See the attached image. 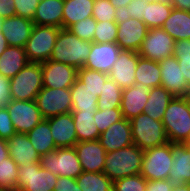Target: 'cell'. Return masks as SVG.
Masks as SVG:
<instances>
[{
	"label": "cell",
	"instance_id": "cell-44",
	"mask_svg": "<svg viewBox=\"0 0 190 191\" xmlns=\"http://www.w3.org/2000/svg\"><path fill=\"white\" fill-rule=\"evenodd\" d=\"M97 21L92 17L82 19L68 29L82 40L93 42Z\"/></svg>",
	"mask_w": 190,
	"mask_h": 191
},
{
	"label": "cell",
	"instance_id": "cell-4",
	"mask_svg": "<svg viewBox=\"0 0 190 191\" xmlns=\"http://www.w3.org/2000/svg\"><path fill=\"white\" fill-rule=\"evenodd\" d=\"M130 122L133 144L140 149L145 151L169 142L162 121L142 113L133 117Z\"/></svg>",
	"mask_w": 190,
	"mask_h": 191
},
{
	"label": "cell",
	"instance_id": "cell-39",
	"mask_svg": "<svg viewBox=\"0 0 190 191\" xmlns=\"http://www.w3.org/2000/svg\"><path fill=\"white\" fill-rule=\"evenodd\" d=\"M173 56L178 60L182 76L190 86V39L175 41Z\"/></svg>",
	"mask_w": 190,
	"mask_h": 191
},
{
	"label": "cell",
	"instance_id": "cell-52",
	"mask_svg": "<svg viewBox=\"0 0 190 191\" xmlns=\"http://www.w3.org/2000/svg\"><path fill=\"white\" fill-rule=\"evenodd\" d=\"M171 5L177 10L190 11V0H172Z\"/></svg>",
	"mask_w": 190,
	"mask_h": 191
},
{
	"label": "cell",
	"instance_id": "cell-42",
	"mask_svg": "<svg viewBox=\"0 0 190 191\" xmlns=\"http://www.w3.org/2000/svg\"><path fill=\"white\" fill-rule=\"evenodd\" d=\"M119 12L110 3V0H95L93 5L92 17L96 21H117Z\"/></svg>",
	"mask_w": 190,
	"mask_h": 191
},
{
	"label": "cell",
	"instance_id": "cell-41",
	"mask_svg": "<svg viewBox=\"0 0 190 191\" xmlns=\"http://www.w3.org/2000/svg\"><path fill=\"white\" fill-rule=\"evenodd\" d=\"M123 119L122 111L120 108L96 110L94 120L96 127L100 134L107 130L109 126Z\"/></svg>",
	"mask_w": 190,
	"mask_h": 191
},
{
	"label": "cell",
	"instance_id": "cell-49",
	"mask_svg": "<svg viewBox=\"0 0 190 191\" xmlns=\"http://www.w3.org/2000/svg\"><path fill=\"white\" fill-rule=\"evenodd\" d=\"M54 191H82L76 179L58 176Z\"/></svg>",
	"mask_w": 190,
	"mask_h": 191
},
{
	"label": "cell",
	"instance_id": "cell-6",
	"mask_svg": "<svg viewBox=\"0 0 190 191\" xmlns=\"http://www.w3.org/2000/svg\"><path fill=\"white\" fill-rule=\"evenodd\" d=\"M60 28L34 25L24 47L29 62H45L50 59Z\"/></svg>",
	"mask_w": 190,
	"mask_h": 191
},
{
	"label": "cell",
	"instance_id": "cell-48",
	"mask_svg": "<svg viewBox=\"0 0 190 191\" xmlns=\"http://www.w3.org/2000/svg\"><path fill=\"white\" fill-rule=\"evenodd\" d=\"M11 101L10 78L0 74V107H5Z\"/></svg>",
	"mask_w": 190,
	"mask_h": 191
},
{
	"label": "cell",
	"instance_id": "cell-7",
	"mask_svg": "<svg viewBox=\"0 0 190 191\" xmlns=\"http://www.w3.org/2000/svg\"><path fill=\"white\" fill-rule=\"evenodd\" d=\"M40 165L57 176L76 179L83 171L74 147L57 148L39 159Z\"/></svg>",
	"mask_w": 190,
	"mask_h": 191
},
{
	"label": "cell",
	"instance_id": "cell-21",
	"mask_svg": "<svg viewBox=\"0 0 190 191\" xmlns=\"http://www.w3.org/2000/svg\"><path fill=\"white\" fill-rule=\"evenodd\" d=\"M34 23L21 16L4 18L1 32L6 38L8 46L25 47L31 36Z\"/></svg>",
	"mask_w": 190,
	"mask_h": 191
},
{
	"label": "cell",
	"instance_id": "cell-51",
	"mask_svg": "<svg viewBox=\"0 0 190 191\" xmlns=\"http://www.w3.org/2000/svg\"><path fill=\"white\" fill-rule=\"evenodd\" d=\"M14 0H0V17L9 18L16 15Z\"/></svg>",
	"mask_w": 190,
	"mask_h": 191
},
{
	"label": "cell",
	"instance_id": "cell-38",
	"mask_svg": "<svg viewBox=\"0 0 190 191\" xmlns=\"http://www.w3.org/2000/svg\"><path fill=\"white\" fill-rule=\"evenodd\" d=\"M108 77L109 74L90 70L85 67L77 70V78L86 84L94 93H97V96L101 95V91Z\"/></svg>",
	"mask_w": 190,
	"mask_h": 191
},
{
	"label": "cell",
	"instance_id": "cell-58",
	"mask_svg": "<svg viewBox=\"0 0 190 191\" xmlns=\"http://www.w3.org/2000/svg\"><path fill=\"white\" fill-rule=\"evenodd\" d=\"M185 144L188 146V148L190 149V136L189 138L185 141Z\"/></svg>",
	"mask_w": 190,
	"mask_h": 191
},
{
	"label": "cell",
	"instance_id": "cell-45",
	"mask_svg": "<svg viewBox=\"0 0 190 191\" xmlns=\"http://www.w3.org/2000/svg\"><path fill=\"white\" fill-rule=\"evenodd\" d=\"M40 0H14L17 16L32 20Z\"/></svg>",
	"mask_w": 190,
	"mask_h": 191
},
{
	"label": "cell",
	"instance_id": "cell-43",
	"mask_svg": "<svg viewBox=\"0 0 190 191\" xmlns=\"http://www.w3.org/2000/svg\"><path fill=\"white\" fill-rule=\"evenodd\" d=\"M146 186L147 180L141 174L113 181V191H146Z\"/></svg>",
	"mask_w": 190,
	"mask_h": 191
},
{
	"label": "cell",
	"instance_id": "cell-59",
	"mask_svg": "<svg viewBox=\"0 0 190 191\" xmlns=\"http://www.w3.org/2000/svg\"><path fill=\"white\" fill-rule=\"evenodd\" d=\"M3 20H4V18L0 17V31H1V29H2Z\"/></svg>",
	"mask_w": 190,
	"mask_h": 191
},
{
	"label": "cell",
	"instance_id": "cell-3",
	"mask_svg": "<svg viewBox=\"0 0 190 191\" xmlns=\"http://www.w3.org/2000/svg\"><path fill=\"white\" fill-rule=\"evenodd\" d=\"M162 122L169 142L185 143L190 136V96L174 97L165 110Z\"/></svg>",
	"mask_w": 190,
	"mask_h": 191
},
{
	"label": "cell",
	"instance_id": "cell-56",
	"mask_svg": "<svg viewBox=\"0 0 190 191\" xmlns=\"http://www.w3.org/2000/svg\"><path fill=\"white\" fill-rule=\"evenodd\" d=\"M173 191H190V185L188 183L180 184V185H174Z\"/></svg>",
	"mask_w": 190,
	"mask_h": 191
},
{
	"label": "cell",
	"instance_id": "cell-32",
	"mask_svg": "<svg viewBox=\"0 0 190 191\" xmlns=\"http://www.w3.org/2000/svg\"><path fill=\"white\" fill-rule=\"evenodd\" d=\"M27 136L39 156L57 149L51 134L49 119H43L27 133Z\"/></svg>",
	"mask_w": 190,
	"mask_h": 191
},
{
	"label": "cell",
	"instance_id": "cell-46",
	"mask_svg": "<svg viewBox=\"0 0 190 191\" xmlns=\"http://www.w3.org/2000/svg\"><path fill=\"white\" fill-rule=\"evenodd\" d=\"M14 133L16 131L7 108L0 107V138L8 140Z\"/></svg>",
	"mask_w": 190,
	"mask_h": 191
},
{
	"label": "cell",
	"instance_id": "cell-31",
	"mask_svg": "<svg viewBox=\"0 0 190 191\" xmlns=\"http://www.w3.org/2000/svg\"><path fill=\"white\" fill-rule=\"evenodd\" d=\"M135 78V84H142L148 89L161 86L159 62L139 57L135 69Z\"/></svg>",
	"mask_w": 190,
	"mask_h": 191
},
{
	"label": "cell",
	"instance_id": "cell-29",
	"mask_svg": "<svg viewBox=\"0 0 190 191\" xmlns=\"http://www.w3.org/2000/svg\"><path fill=\"white\" fill-rule=\"evenodd\" d=\"M95 0H64L62 28L92 16Z\"/></svg>",
	"mask_w": 190,
	"mask_h": 191
},
{
	"label": "cell",
	"instance_id": "cell-35",
	"mask_svg": "<svg viewBox=\"0 0 190 191\" xmlns=\"http://www.w3.org/2000/svg\"><path fill=\"white\" fill-rule=\"evenodd\" d=\"M173 6L163 2L148 3L143 14V22L148 29L162 27L164 21L169 17Z\"/></svg>",
	"mask_w": 190,
	"mask_h": 191
},
{
	"label": "cell",
	"instance_id": "cell-23",
	"mask_svg": "<svg viewBox=\"0 0 190 191\" xmlns=\"http://www.w3.org/2000/svg\"><path fill=\"white\" fill-rule=\"evenodd\" d=\"M149 89L142 84H134L130 88L122 90L120 109L123 118L131 120L142 114L148 100Z\"/></svg>",
	"mask_w": 190,
	"mask_h": 191
},
{
	"label": "cell",
	"instance_id": "cell-24",
	"mask_svg": "<svg viewBox=\"0 0 190 191\" xmlns=\"http://www.w3.org/2000/svg\"><path fill=\"white\" fill-rule=\"evenodd\" d=\"M7 147L9 156L18 166L39 162L40 156L26 133H14L7 140Z\"/></svg>",
	"mask_w": 190,
	"mask_h": 191
},
{
	"label": "cell",
	"instance_id": "cell-57",
	"mask_svg": "<svg viewBox=\"0 0 190 191\" xmlns=\"http://www.w3.org/2000/svg\"><path fill=\"white\" fill-rule=\"evenodd\" d=\"M145 3H153V2H163V3H168L171 4L172 0H142Z\"/></svg>",
	"mask_w": 190,
	"mask_h": 191
},
{
	"label": "cell",
	"instance_id": "cell-13",
	"mask_svg": "<svg viewBox=\"0 0 190 191\" xmlns=\"http://www.w3.org/2000/svg\"><path fill=\"white\" fill-rule=\"evenodd\" d=\"M117 26L116 43L121 50L138 52L148 31L146 24L136 18H128L119 14Z\"/></svg>",
	"mask_w": 190,
	"mask_h": 191
},
{
	"label": "cell",
	"instance_id": "cell-8",
	"mask_svg": "<svg viewBox=\"0 0 190 191\" xmlns=\"http://www.w3.org/2000/svg\"><path fill=\"white\" fill-rule=\"evenodd\" d=\"M172 162L171 142L145 150L140 174L147 181L168 179Z\"/></svg>",
	"mask_w": 190,
	"mask_h": 191
},
{
	"label": "cell",
	"instance_id": "cell-50",
	"mask_svg": "<svg viewBox=\"0 0 190 191\" xmlns=\"http://www.w3.org/2000/svg\"><path fill=\"white\" fill-rule=\"evenodd\" d=\"M146 191H173V185L168 179L147 181Z\"/></svg>",
	"mask_w": 190,
	"mask_h": 191
},
{
	"label": "cell",
	"instance_id": "cell-15",
	"mask_svg": "<svg viewBox=\"0 0 190 191\" xmlns=\"http://www.w3.org/2000/svg\"><path fill=\"white\" fill-rule=\"evenodd\" d=\"M41 64L43 87L45 88H70L77 78V69L73 66L52 60Z\"/></svg>",
	"mask_w": 190,
	"mask_h": 191
},
{
	"label": "cell",
	"instance_id": "cell-19",
	"mask_svg": "<svg viewBox=\"0 0 190 191\" xmlns=\"http://www.w3.org/2000/svg\"><path fill=\"white\" fill-rule=\"evenodd\" d=\"M99 142L106 152L119 150L133 144L131 122L123 118L113 123L106 131L100 134Z\"/></svg>",
	"mask_w": 190,
	"mask_h": 191
},
{
	"label": "cell",
	"instance_id": "cell-20",
	"mask_svg": "<svg viewBox=\"0 0 190 191\" xmlns=\"http://www.w3.org/2000/svg\"><path fill=\"white\" fill-rule=\"evenodd\" d=\"M49 125L57 148H69L76 145L77 136L71 113L49 118Z\"/></svg>",
	"mask_w": 190,
	"mask_h": 191
},
{
	"label": "cell",
	"instance_id": "cell-2",
	"mask_svg": "<svg viewBox=\"0 0 190 191\" xmlns=\"http://www.w3.org/2000/svg\"><path fill=\"white\" fill-rule=\"evenodd\" d=\"M144 150L132 144L106 152L103 173L112 181L141 173Z\"/></svg>",
	"mask_w": 190,
	"mask_h": 191
},
{
	"label": "cell",
	"instance_id": "cell-27",
	"mask_svg": "<svg viewBox=\"0 0 190 191\" xmlns=\"http://www.w3.org/2000/svg\"><path fill=\"white\" fill-rule=\"evenodd\" d=\"M161 28L175 41L190 39V11L173 8Z\"/></svg>",
	"mask_w": 190,
	"mask_h": 191
},
{
	"label": "cell",
	"instance_id": "cell-18",
	"mask_svg": "<svg viewBox=\"0 0 190 191\" xmlns=\"http://www.w3.org/2000/svg\"><path fill=\"white\" fill-rule=\"evenodd\" d=\"M120 51L121 48L117 43H92L84 67L109 74Z\"/></svg>",
	"mask_w": 190,
	"mask_h": 191
},
{
	"label": "cell",
	"instance_id": "cell-55",
	"mask_svg": "<svg viewBox=\"0 0 190 191\" xmlns=\"http://www.w3.org/2000/svg\"><path fill=\"white\" fill-rule=\"evenodd\" d=\"M8 47V43L6 41L5 36L0 31V55L4 52V50Z\"/></svg>",
	"mask_w": 190,
	"mask_h": 191
},
{
	"label": "cell",
	"instance_id": "cell-30",
	"mask_svg": "<svg viewBox=\"0 0 190 191\" xmlns=\"http://www.w3.org/2000/svg\"><path fill=\"white\" fill-rule=\"evenodd\" d=\"M173 98L174 96L164 87H153L149 89L148 100L143 113L155 120L162 121L165 110Z\"/></svg>",
	"mask_w": 190,
	"mask_h": 191
},
{
	"label": "cell",
	"instance_id": "cell-47",
	"mask_svg": "<svg viewBox=\"0 0 190 191\" xmlns=\"http://www.w3.org/2000/svg\"><path fill=\"white\" fill-rule=\"evenodd\" d=\"M147 4L142 0H132L121 14L128 18H136L143 21V14Z\"/></svg>",
	"mask_w": 190,
	"mask_h": 191
},
{
	"label": "cell",
	"instance_id": "cell-33",
	"mask_svg": "<svg viewBox=\"0 0 190 191\" xmlns=\"http://www.w3.org/2000/svg\"><path fill=\"white\" fill-rule=\"evenodd\" d=\"M72 97V111L97 110V93H94L86 84L76 78L70 87Z\"/></svg>",
	"mask_w": 190,
	"mask_h": 191
},
{
	"label": "cell",
	"instance_id": "cell-28",
	"mask_svg": "<svg viewBox=\"0 0 190 191\" xmlns=\"http://www.w3.org/2000/svg\"><path fill=\"white\" fill-rule=\"evenodd\" d=\"M95 112L96 110L71 111L78 142L99 139L100 132L97 129L96 121L94 120Z\"/></svg>",
	"mask_w": 190,
	"mask_h": 191
},
{
	"label": "cell",
	"instance_id": "cell-40",
	"mask_svg": "<svg viewBox=\"0 0 190 191\" xmlns=\"http://www.w3.org/2000/svg\"><path fill=\"white\" fill-rule=\"evenodd\" d=\"M117 21H97L93 43H116Z\"/></svg>",
	"mask_w": 190,
	"mask_h": 191
},
{
	"label": "cell",
	"instance_id": "cell-22",
	"mask_svg": "<svg viewBox=\"0 0 190 191\" xmlns=\"http://www.w3.org/2000/svg\"><path fill=\"white\" fill-rule=\"evenodd\" d=\"M173 158L168 180L172 185L190 182V149L185 143H171Z\"/></svg>",
	"mask_w": 190,
	"mask_h": 191
},
{
	"label": "cell",
	"instance_id": "cell-10",
	"mask_svg": "<svg viewBox=\"0 0 190 191\" xmlns=\"http://www.w3.org/2000/svg\"><path fill=\"white\" fill-rule=\"evenodd\" d=\"M36 103L43 119L71 113L72 97L70 88H45L37 94Z\"/></svg>",
	"mask_w": 190,
	"mask_h": 191
},
{
	"label": "cell",
	"instance_id": "cell-9",
	"mask_svg": "<svg viewBox=\"0 0 190 191\" xmlns=\"http://www.w3.org/2000/svg\"><path fill=\"white\" fill-rule=\"evenodd\" d=\"M57 178L39 162L18 166L16 191H54Z\"/></svg>",
	"mask_w": 190,
	"mask_h": 191
},
{
	"label": "cell",
	"instance_id": "cell-37",
	"mask_svg": "<svg viewBox=\"0 0 190 191\" xmlns=\"http://www.w3.org/2000/svg\"><path fill=\"white\" fill-rule=\"evenodd\" d=\"M18 182V165L9 156L0 161V188L7 191H16Z\"/></svg>",
	"mask_w": 190,
	"mask_h": 191
},
{
	"label": "cell",
	"instance_id": "cell-11",
	"mask_svg": "<svg viewBox=\"0 0 190 191\" xmlns=\"http://www.w3.org/2000/svg\"><path fill=\"white\" fill-rule=\"evenodd\" d=\"M175 40L161 27L148 29L138 51L140 57L160 62L173 56Z\"/></svg>",
	"mask_w": 190,
	"mask_h": 191
},
{
	"label": "cell",
	"instance_id": "cell-1",
	"mask_svg": "<svg viewBox=\"0 0 190 191\" xmlns=\"http://www.w3.org/2000/svg\"><path fill=\"white\" fill-rule=\"evenodd\" d=\"M92 43L80 39L69 29L61 28L49 60L81 69L88 59Z\"/></svg>",
	"mask_w": 190,
	"mask_h": 191
},
{
	"label": "cell",
	"instance_id": "cell-36",
	"mask_svg": "<svg viewBox=\"0 0 190 191\" xmlns=\"http://www.w3.org/2000/svg\"><path fill=\"white\" fill-rule=\"evenodd\" d=\"M122 90L123 89L116 82L108 77L101 91V95L98 96L97 109L120 108Z\"/></svg>",
	"mask_w": 190,
	"mask_h": 191
},
{
	"label": "cell",
	"instance_id": "cell-14",
	"mask_svg": "<svg viewBox=\"0 0 190 191\" xmlns=\"http://www.w3.org/2000/svg\"><path fill=\"white\" fill-rule=\"evenodd\" d=\"M161 73V86L170 92L174 97L190 96V86L182 76L178 60L170 56L159 62Z\"/></svg>",
	"mask_w": 190,
	"mask_h": 191
},
{
	"label": "cell",
	"instance_id": "cell-53",
	"mask_svg": "<svg viewBox=\"0 0 190 191\" xmlns=\"http://www.w3.org/2000/svg\"><path fill=\"white\" fill-rule=\"evenodd\" d=\"M132 0H110V3L116 8V10L121 14L123 10Z\"/></svg>",
	"mask_w": 190,
	"mask_h": 191
},
{
	"label": "cell",
	"instance_id": "cell-16",
	"mask_svg": "<svg viewBox=\"0 0 190 191\" xmlns=\"http://www.w3.org/2000/svg\"><path fill=\"white\" fill-rule=\"evenodd\" d=\"M74 148L77 152L82 171L103 172L106 151L98 139L77 142Z\"/></svg>",
	"mask_w": 190,
	"mask_h": 191
},
{
	"label": "cell",
	"instance_id": "cell-5",
	"mask_svg": "<svg viewBox=\"0 0 190 191\" xmlns=\"http://www.w3.org/2000/svg\"><path fill=\"white\" fill-rule=\"evenodd\" d=\"M42 87V64L39 62H29L10 79V89L14 100H36Z\"/></svg>",
	"mask_w": 190,
	"mask_h": 191
},
{
	"label": "cell",
	"instance_id": "cell-17",
	"mask_svg": "<svg viewBox=\"0 0 190 191\" xmlns=\"http://www.w3.org/2000/svg\"><path fill=\"white\" fill-rule=\"evenodd\" d=\"M140 55L138 52L121 50L117 61L111 68L109 77L122 89L130 88L135 84V69Z\"/></svg>",
	"mask_w": 190,
	"mask_h": 191
},
{
	"label": "cell",
	"instance_id": "cell-25",
	"mask_svg": "<svg viewBox=\"0 0 190 191\" xmlns=\"http://www.w3.org/2000/svg\"><path fill=\"white\" fill-rule=\"evenodd\" d=\"M64 0H40L32 19L34 25L62 28Z\"/></svg>",
	"mask_w": 190,
	"mask_h": 191
},
{
	"label": "cell",
	"instance_id": "cell-34",
	"mask_svg": "<svg viewBox=\"0 0 190 191\" xmlns=\"http://www.w3.org/2000/svg\"><path fill=\"white\" fill-rule=\"evenodd\" d=\"M76 182L82 191H113V181L103 172H82Z\"/></svg>",
	"mask_w": 190,
	"mask_h": 191
},
{
	"label": "cell",
	"instance_id": "cell-54",
	"mask_svg": "<svg viewBox=\"0 0 190 191\" xmlns=\"http://www.w3.org/2000/svg\"><path fill=\"white\" fill-rule=\"evenodd\" d=\"M9 157L7 140L0 138V161Z\"/></svg>",
	"mask_w": 190,
	"mask_h": 191
},
{
	"label": "cell",
	"instance_id": "cell-12",
	"mask_svg": "<svg viewBox=\"0 0 190 191\" xmlns=\"http://www.w3.org/2000/svg\"><path fill=\"white\" fill-rule=\"evenodd\" d=\"M5 107L17 133L27 134L43 120L36 100L23 101L12 99Z\"/></svg>",
	"mask_w": 190,
	"mask_h": 191
},
{
	"label": "cell",
	"instance_id": "cell-26",
	"mask_svg": "<svg viewBox=\"0 0 190 191\" xmlns=\"http://www.w3.org/2000/svg\"><path fill=\"white\" fill-rule=\"evenodd\" d=\"M28 63L23 47L8 46L0 55V74L11 79Z\"/></svg>",
	"mask_w": 190,
	"mask_h": 191
}]
</instances>
